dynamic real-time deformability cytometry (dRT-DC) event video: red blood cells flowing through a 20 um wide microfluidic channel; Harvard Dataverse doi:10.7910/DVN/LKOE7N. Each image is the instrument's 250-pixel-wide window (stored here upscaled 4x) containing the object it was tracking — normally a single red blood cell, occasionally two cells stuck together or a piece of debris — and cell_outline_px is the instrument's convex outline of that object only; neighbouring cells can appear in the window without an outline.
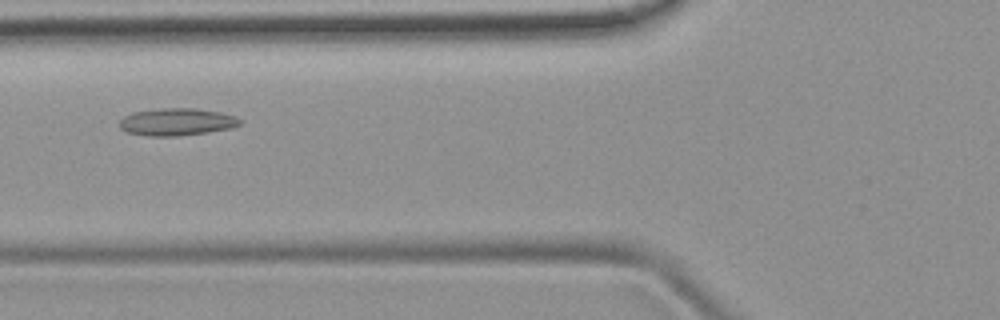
{"species": "common noctule bat (a hibernating species)", "species_latin": "Nyctalus noctula", "temperature_condition": "room temperature", "stored_images_in_passage": 5, "camera_frame_rate_fps": 3000, "um_per_image_px": 0.085, "animal": {"sex": "female", "body_mass_g": 19.9}, "frame": {"image": 1, "passage_image": 5, "time_ms": 4.333, "image_size_px": [1000, 320], "cell_outline_px": [[244, 120], [240, 124], [232, 128], [208, 132], [176, 136], [148, 136], [128, 132], [120, 128], [120, 120], [124, 116], [132, 112], [160, 108], [196, 108], [220, 112], [236, 116]], "centroid_in_image_um": [15.06, 10.35], "position_along_channel_um": 110.7, "area_um2": 19.31}}